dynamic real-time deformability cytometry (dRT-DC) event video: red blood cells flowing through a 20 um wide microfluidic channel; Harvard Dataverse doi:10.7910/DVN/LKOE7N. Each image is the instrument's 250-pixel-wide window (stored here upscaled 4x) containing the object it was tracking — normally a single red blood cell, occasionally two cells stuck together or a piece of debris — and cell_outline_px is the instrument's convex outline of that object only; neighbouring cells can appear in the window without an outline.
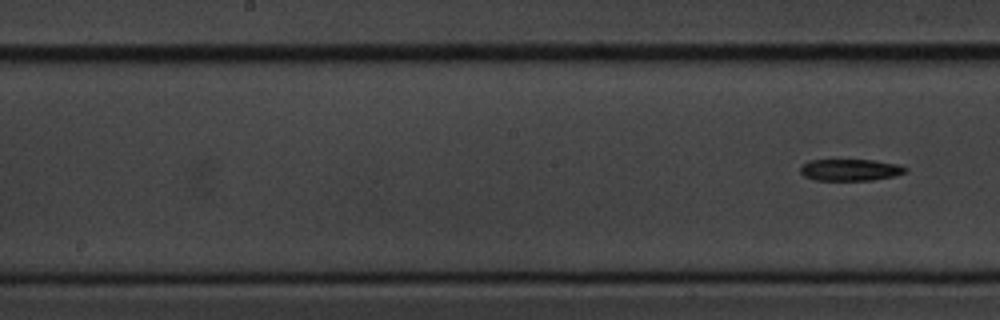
{"species": "common noctule bat (a hibernating species)", "species_latin": "Nyctalus noctula", "temperature_condition": "cold", "stored_images_in_passage": 8, "segment_of_instrument_passage": [2, 2], "camera_frame_rate_fps": 3000, "um_per_image_px": 0.085, "animal": {"sex": "male", "body_mass_g": 20.1, "forearm_length_mm": 53.5}, "frame": {"image": 1, "passage_image": 8, "time_ms": 9.0, "image_size_px": [1000, 320], "cell_outline_px": [[908, 168], [904, 172], [896, 176], [872, 180], [816, 180], [804, 176], [800, 172], [800, 164], [808, 160], [876, 160], [900, 164]], "centroid_in_image_um": [72.27, 14.43], "position_along_channel_um": 175.9, "area_um2": 13.47}}